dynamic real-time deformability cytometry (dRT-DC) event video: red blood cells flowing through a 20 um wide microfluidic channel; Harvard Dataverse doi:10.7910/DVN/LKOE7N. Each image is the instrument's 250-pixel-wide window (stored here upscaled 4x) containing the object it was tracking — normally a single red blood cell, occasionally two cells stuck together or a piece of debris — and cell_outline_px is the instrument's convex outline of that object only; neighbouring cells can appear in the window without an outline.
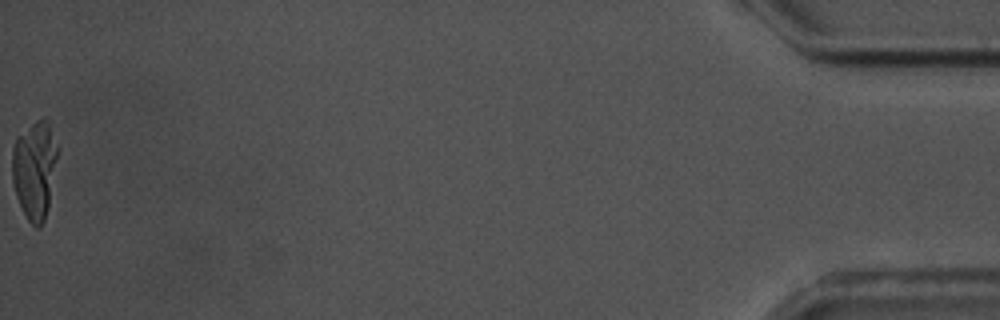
{"species": "common noctule bat (a hibernating species)", "species_latin": "Nyctalus noctula", "temperature_condition": "warm", "stored_images_in_passage": 56, "camera_frame_rate_fps": 3000, "um_per_image_px": 0.085, "animal": {"sex": "male", "body_mass_g": 17.5, "forearm_length_mm": 52.3}, "frame": {"image": 1, "passage_image": 56, "time_ms": 18.333, "image_size_px": [1000, 320], "cell_outline_px": [[56, 156], [48, 204], [44, 220], [36, 228], [28, 220], [16, 196], [12, 180], [12, 148], [16, 140], [36, 120], [44, 120], [48, 124], [56, 148]], "centroid_in_image_um": [2.89, 14.47], "position_along_channel_um": 432.3, "area_um2": 24.62}, "authors_computed_cell_mechanics": {"area_um2": 26.877, "velocity_mm_per_s": 3.6094, "shape_relaxation_time_tau1_ms": null, "shape_relaxation_time_tau2_ms": 2.3431, "deformation_change_tau1": null, "deformation_change_tau2": 0.0428}}